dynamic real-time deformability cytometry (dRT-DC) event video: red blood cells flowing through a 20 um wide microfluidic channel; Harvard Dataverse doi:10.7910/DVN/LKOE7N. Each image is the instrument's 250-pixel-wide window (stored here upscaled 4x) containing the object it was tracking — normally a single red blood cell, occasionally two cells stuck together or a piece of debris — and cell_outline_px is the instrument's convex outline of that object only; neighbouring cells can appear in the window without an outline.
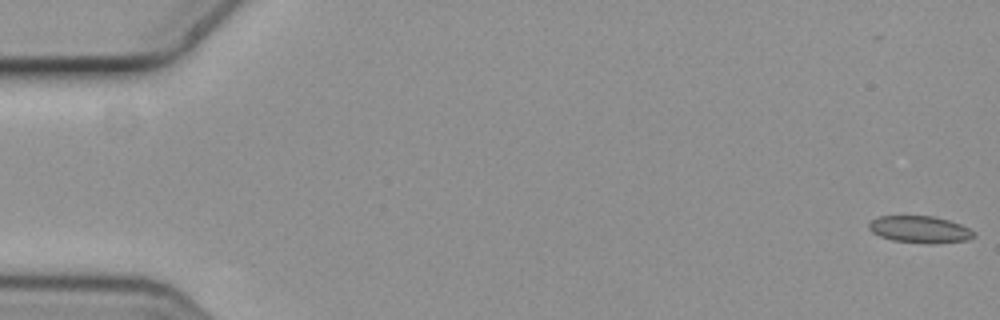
{"species": "common noctule bat (a hibernating species)", "species_latin": "Nyctalus noctula", "temperature_condition": "cold", "stored_images_in_passage": 6, "camera_frame_rate_fps": 3000, "um_per_image_px": 0.085, "animal": {"sex": "female", "body_mass_g": 19.3, "forearm_length_mm": 54.1}, "frame": {"image": 1, "passage_image": 1, "time_ms": 0.0, "image_size_px": [1000, 320], "cell_outline_px": [[976, 236], [968, 240], [936, 244], [928, 244], [892, 240], [880, 236], [872, 232], [868, 228], [868, 224], [876, 216], [932, 216], [948, 220], [960, 224], [976, 232]], "centroid_in_image_um": [78.2, 19.51], "position_along_channel_um": 6.8, "area_um2": 16.65}}
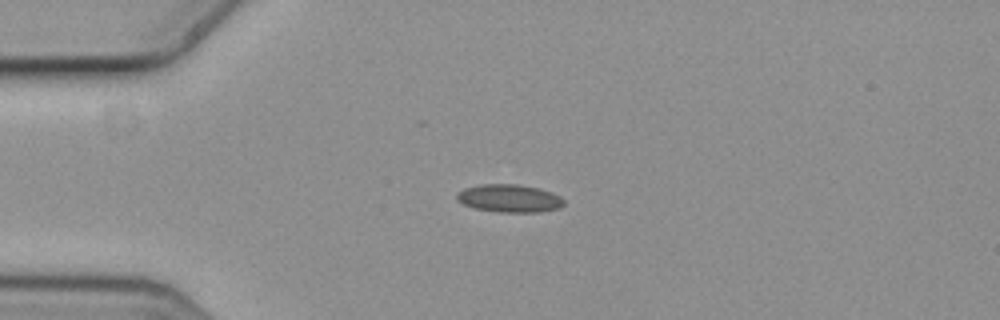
{"frame": {"image": 2, "passage_image": 5, "time_ms": 1.333, "image_size_px": [1000, 320], "cell_outline_px": [[564, 204], [560, 208], [540, 212], [496, 212], [476, 208], [464, 204], [456, 200], [456, 192], [464, 188], [480, 184], [516, 184], [536, 188], [552, 192], [560, 196], [564, 200]], "centroid_in_image_um": [43.28, 16.86], "position_along_channel_um": 41.7, "area_um2": 17.46}}